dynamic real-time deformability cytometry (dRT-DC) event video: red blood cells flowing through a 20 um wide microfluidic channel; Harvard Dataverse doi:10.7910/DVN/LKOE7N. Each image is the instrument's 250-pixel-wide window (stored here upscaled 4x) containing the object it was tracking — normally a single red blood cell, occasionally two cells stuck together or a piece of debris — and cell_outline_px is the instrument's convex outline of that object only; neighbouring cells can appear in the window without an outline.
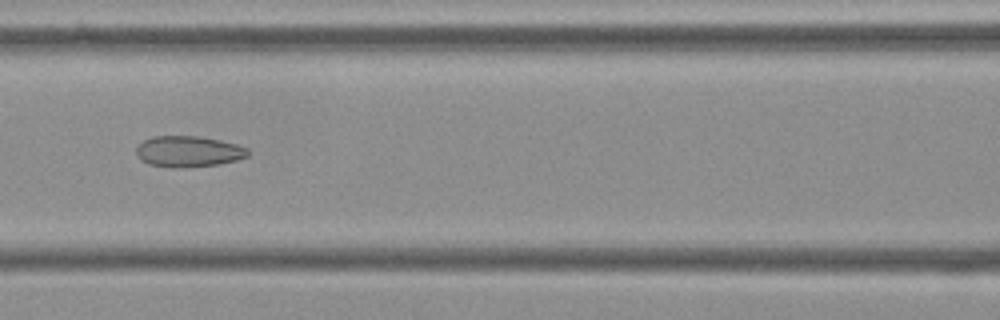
{"species": "Egyptian fruit bat (a non-hibernating species)", "species_latin": "Rousettus aegyptiacus", "temperature_condition": "cold", "stored_images_in_passage": 10, "camera_frame_rate_fps": 3000, "um_per_image_px": 0.085, "frame": {"image": 1, "passage_image": 6, "time_ms": 1.667, "image_size_px": [1000, 320], "cell_outline_px": [[248, 156], [236, 160], [216, 164], [176, 168], [148, 164], [140, 160], [136, 156], [136, 148], [144, 140], [152, 136], [196, 136], [220, 140], [236, 144], [248, 148]], "centroid_in_image_um": [15.98, 12.87], "position_along_channel_um": 150.6, "area_um2": 20.06}}
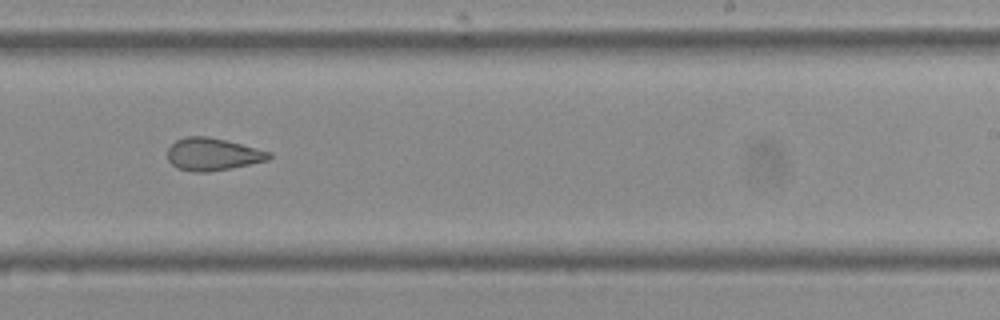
{"frame": {"image": 2, "passage_image": 9, "time_ms": 2.667, "image_size_px": [1000, 320], "cell_outline_px": [[272, 156], [268, 160], [208, 172], [192, 172], [180, 168], [172, 164], [168, 160], [168, 148], [176, 140], [188, 136], [208, 136], [272, 152]], "centroid_in_image_um": [18.07, 13.11], "position_along_channel_um": 270.9, "area_um2": 18.9}}
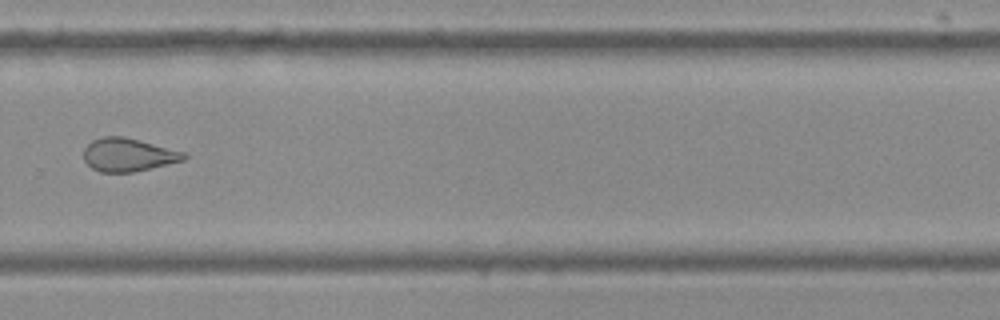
{"frame": {"image": 3, "passage_image": 10, "time_ms": 3.0, "image_size_px": [1000, 320], "cell_outline_px": [[188, 156], [184, 160], [132, 172], [100, 172], [92, 168], [84, 160], [84, 148], [92, 140], [104, 136], [124, 136], [184, 152]], "centroid_in_image_um": [10.87, 13.15], "position_along_channel_um": 318.9, "area_um2": 19.19}}